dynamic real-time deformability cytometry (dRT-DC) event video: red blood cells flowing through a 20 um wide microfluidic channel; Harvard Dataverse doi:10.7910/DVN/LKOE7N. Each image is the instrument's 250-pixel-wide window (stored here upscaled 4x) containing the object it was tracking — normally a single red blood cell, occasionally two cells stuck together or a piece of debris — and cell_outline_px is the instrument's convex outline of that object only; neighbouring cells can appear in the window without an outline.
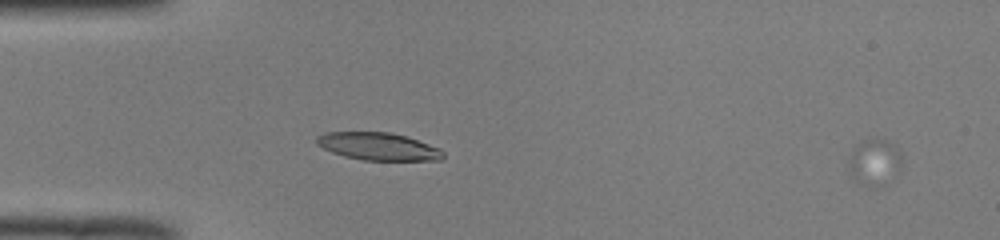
{"species": "common noctule bat (a hibernating species)", "species_latin": "Nyctalus noctula", "temperature_condition": "room temperature", "stored_images_in_passage": 9, "camera_frame_rate_fps": 3000, "um_per_image_px": 0.085, "animal": {"sex": "male", "body_mass_g": 19.0, "forearm_length_mm": 50.8}, "frame": {"image": 1, "passage_image": 1, "time_ms": 0.0, "image_size_px": [1000, 240], "cell_outline_px": [[900, 160], [896, 164], [860, 180], [852, 180], [852, 156], [856, 144], [860, 140], [884, 140], [892, 144], [900, 156]], "centroid_in_image_um": [74.18, 13.43], "position_along_channel_um": 10.8, "area_um2": 10.23}}